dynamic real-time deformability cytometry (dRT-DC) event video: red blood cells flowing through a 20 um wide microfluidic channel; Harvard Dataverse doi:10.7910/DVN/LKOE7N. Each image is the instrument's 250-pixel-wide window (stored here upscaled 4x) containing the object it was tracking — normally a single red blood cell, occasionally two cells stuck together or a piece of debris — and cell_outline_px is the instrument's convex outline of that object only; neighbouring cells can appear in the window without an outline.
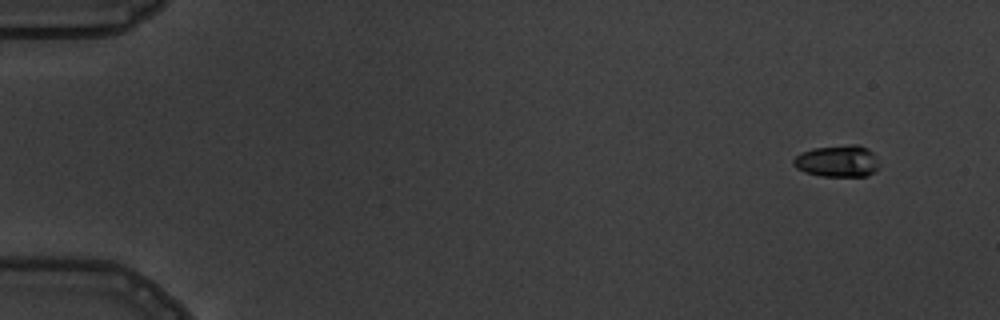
{"species": "common noctule bat (a hibernating species)", "species_latin": "Nyctalus noctula", "temperature_condition": "warm", "stored_images_in_passage": 5, "camera_frame_rate_fps": 3000, "um_per_image_px": 0.085, "animal": {"sex": "male", "body_mass_g": 19.5, "forearm_length_mm": 54.6}, "frame": {"image": 1, "passage_image": 1, "time_ms": 0.0, "image_size_px": [1000, 320], "cell_outline_px": [[876, 172], [868, 176], [820, 176], [804, 172], [796, 168], [792, 164], [792, 160], [800, 152], [812, 148], [852, 144], [860, 144], [868, 148], [876, 156]], "centroid_in_image_um": [71.15, 13.69], "position_along_channel_um": 13.8, "area_um2": 16.07}}
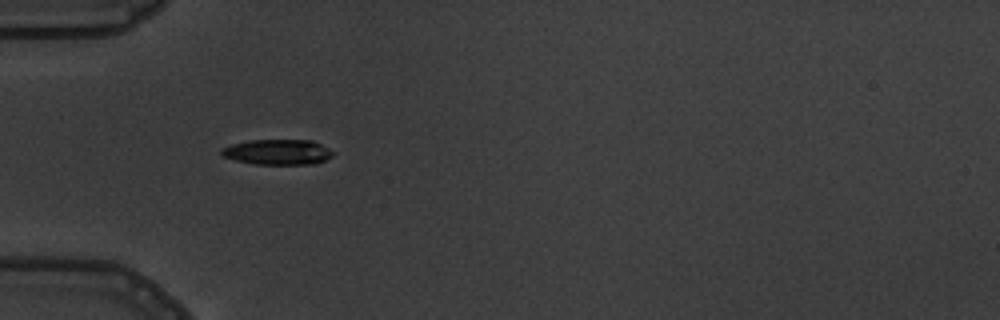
{"frame": {"image": 2, "passage_image": 5, "time_ms": 4.667, "image_size_px": [1000, 320], "cell_outline_px": [[336, 152], [332, 156], [324, 160], [312, 164], [256, 164], [236, 160], [224, 156], [220, 152], [220, 148], [232, 144], [248, 140], [312, 140]], "centroid_in_image_um": [23.61, 12.91], "position_along_channel_um": 61.4, "area_um2": 16.42}}